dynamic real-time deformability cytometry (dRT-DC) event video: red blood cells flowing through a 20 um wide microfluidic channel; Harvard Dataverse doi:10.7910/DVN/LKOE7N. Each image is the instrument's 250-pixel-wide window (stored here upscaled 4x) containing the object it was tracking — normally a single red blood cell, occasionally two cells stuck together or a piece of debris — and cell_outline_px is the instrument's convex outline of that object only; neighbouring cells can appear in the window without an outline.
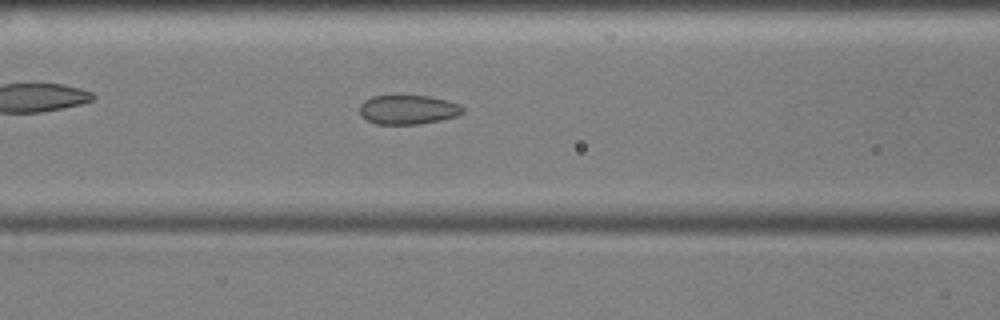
{"species": "common noctule bat (a hibernating species)", "species_latin": "Nyctalus noctula", "temperature_condition": "cold", "stored_images_in_passage": 40, "camera_frame_rate_fps": 3000, "um_per_image_px": 0.085, "animal": {"sex": "male", "body_mass_g": 17.9, "forearm_length_mm": 54.2}, "frame": {"image": 1, "passage_image": 22, "time_ms": 7.0, "image_size_px": [1000, 320], "cell_outline_px": [[464, 112], [456, 116], [440, 120], [420, 124], [376, 124], [360, 116], [360, 104], [364, 100], [372, 96], [428, 96], [448, 100], [460, 104], [464, 108]], "centroid_in_image_um": [34.69, 9.32], "position_along_channel_um": 131.9, "area_um2": 17.63}}
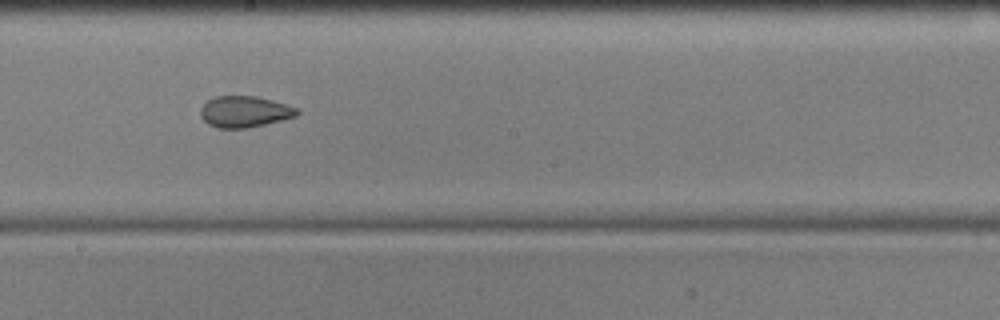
{"frame": {"image": 2, "passage_image": 30, "time_ms": 9.667, "image_size_px": [1000, 320], "cell_outline_px": [[300, 112], [296, 116], [248, 128], [216, 128], [208, 124], [200, 116], [200, 108], [208, 100], [216, 96], [256, 96], [272, 100], [300, 108]], "centroid_in_image_um": [20.79, 9.49], "position_along_channel_um": 227.4, "area_um2": 17.63}}
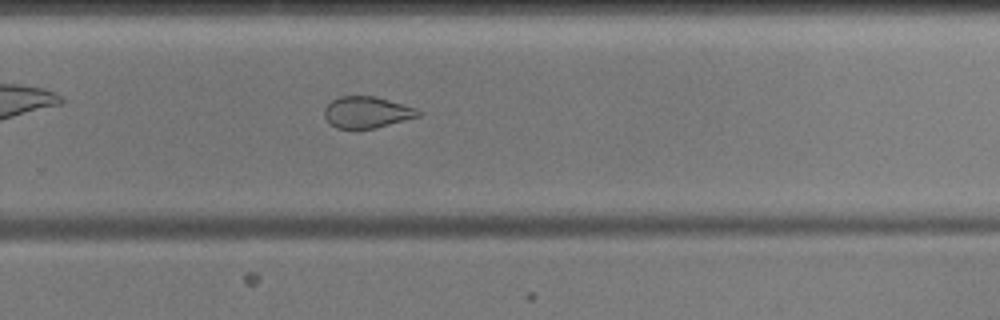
{"frame": {"image": 3, "passage_image": 36, "time_ms": 11.667, "image_size_px": [1000, 320], "cell_outline_px": [[420, 116], [376, 128], [336, 128], [324, 116], [324, 108], [332, 100], [340, 96], [372, 96], [388, 100], [416, 108], [420, 112]], "centroid_in_image_um": [31.17, 9.54], "position_along_channel_um": 298.6, "area_um2": 16.94}}